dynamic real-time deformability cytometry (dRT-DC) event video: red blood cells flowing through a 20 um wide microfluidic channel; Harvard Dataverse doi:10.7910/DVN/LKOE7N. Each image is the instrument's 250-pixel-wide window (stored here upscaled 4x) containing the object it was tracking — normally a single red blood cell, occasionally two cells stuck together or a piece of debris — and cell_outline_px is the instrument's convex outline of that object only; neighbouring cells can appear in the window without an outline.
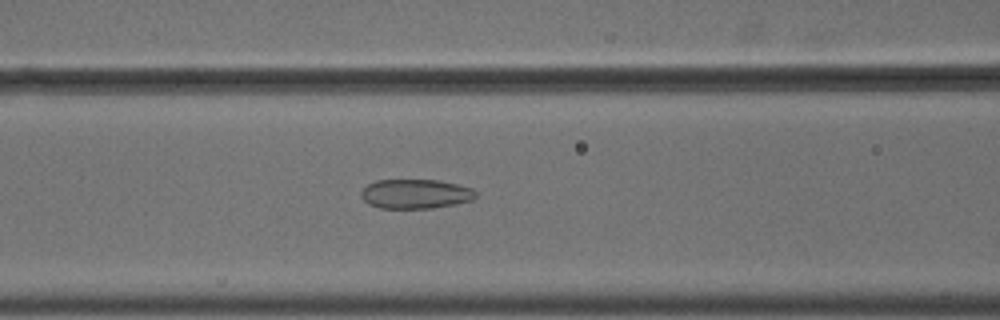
{"species": "common noctule bat (a hibernating species)", "species_latin": "Nyctalus noctula", "temperature_condition": "cold", "stored_images_in_passage": 51, "camera_frame_rate_fps": 3000, "um_per_image_px": 0.085, "animal": {"sex": "male", "body_mass_g": 18.8}, "frame": {"image": 1, "passage_image": 20, "time_ms": 6.333, "image_size_px": [1000, 320], "cell_outline_px": [[476, 196], [472, 200], [456, 204], [432, 208], [380, 208], [368, 204], [360, 196], [360, 192], [368, 184], [376, 180], [440, 180], [472, 188], [476, 192]], "centroid_in_image_um": [35.31, 16.48], "position_along_channel_um": 131.3, "area_um2": 19.71}}
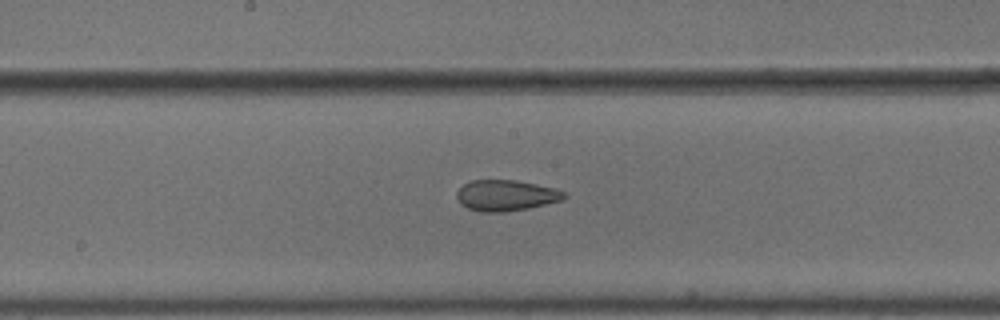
{"frame": {"image": 2, "passage_image": 26, "time_ms": 8.333, "image_size_px": [1000, 320], "cell_outline_px": [[564, 200], [528, 208], [504, 212], [480, 212], [468, 208], [460, 204], [456, 196], [456, 192], [464, 184], [472, 180], [516, 180], [556, 188], [564, 192]], "centroid_in_image_um": [42.99, 16.61], "position_along_channel_um": 205.2, "area_um2": 19.36}}
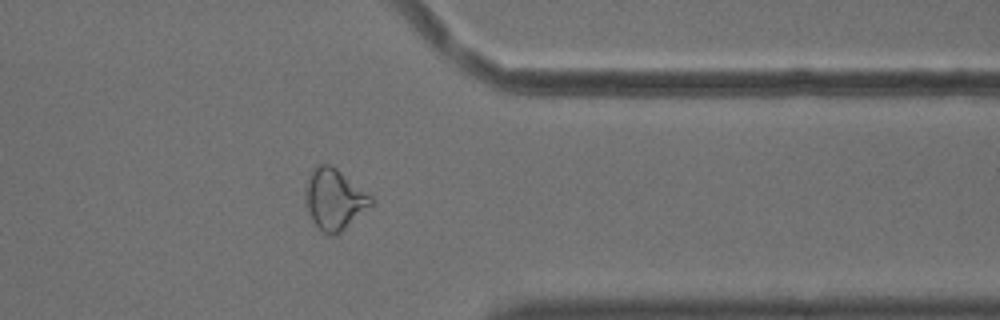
{"frame": {"image": 3, "passage_image": 41, "time_ms": 13.333, "image_size_px": [1000, 320], "cell_outline_px": [[376, 200], [372, 204], [336, 236], [332, 236], [324, 232], [312, 220], [304, 204], [304, 192], [308, 176], [312, 168], [316, 164], [332, 164], [372, 196]], "centroid_in_image_um": [28.39, 16.9], "position_along_channel_um": 383.0, "area_um2": 23.47}, "authors_computed_cell_mechanics": {"area_um2": 23.2356, "velocity_mm_per_s": 3.6842, "shape_relaxation_time_tau1_ms": null, "shape_relaxation_time_tau2_ms": 2.2475, "deformation_change_tau1": null, "deformation_change_tau2": 0.087}}